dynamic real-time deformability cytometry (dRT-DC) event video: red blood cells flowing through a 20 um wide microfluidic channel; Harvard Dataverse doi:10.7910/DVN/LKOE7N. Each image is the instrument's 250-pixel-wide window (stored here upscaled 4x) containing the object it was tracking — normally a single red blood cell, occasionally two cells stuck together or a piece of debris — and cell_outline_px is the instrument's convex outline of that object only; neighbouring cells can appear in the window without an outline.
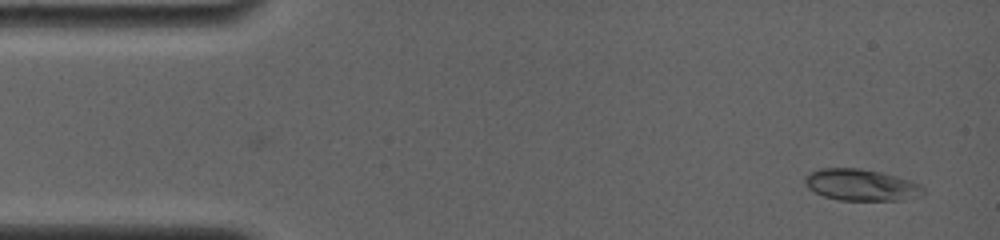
{"species": "common noctule bat (a hibernating species)", "species_latin": "Nyctalus noctula", "temperature_condition": "room temperature", "stored_images_in_passage": 4, "camera_frame_rate_fps": 4000, "um_per_image_px": 0.085, "animal": {"sex": "female", "body_mass_g": 19.0, "forearm_length_mm": 56.7}, "frame": {"image": 1, "passage_image": 3, "time_ms": 0.25, "image_size_px": [1000, 240], "cell_outline_px": [[924, 196], [904, 200], [836, 200], [824, 196], [808, 188], [804, 184], [804, 176], [808, 172], [820, 168], [860, 168], [880, 172], [896, 176], [920, 184], [924, 188]], "centroid_in_image_um": [73.19, 15.72], "position_along_channel_um": 11.8, "area_um2": 22.02}}